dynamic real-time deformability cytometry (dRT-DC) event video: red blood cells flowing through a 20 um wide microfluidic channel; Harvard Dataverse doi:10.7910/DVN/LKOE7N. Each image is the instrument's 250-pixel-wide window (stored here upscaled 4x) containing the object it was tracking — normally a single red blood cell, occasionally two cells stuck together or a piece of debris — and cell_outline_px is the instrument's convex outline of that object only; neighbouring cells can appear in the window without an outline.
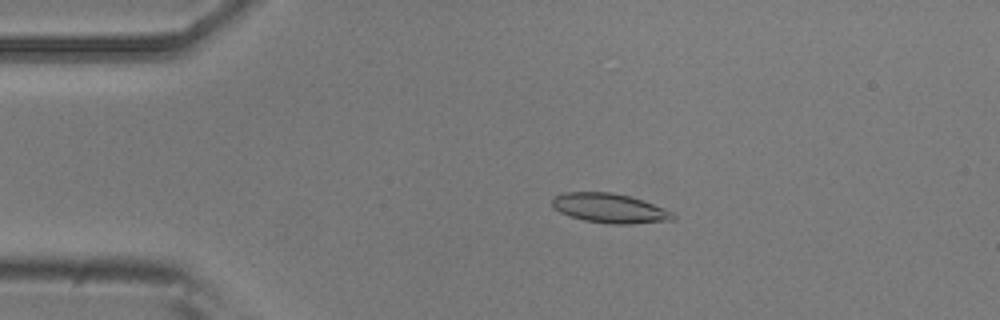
{"species": "common noctule bat (a hibernating species)", "species_latin": "Nyctalus noctula", "temperature_condition": "room temperature", "stored_images_in_passage": 48, "camera_frame_rate_fps": 3000, "um_per_image_px": 0.085, "animal": {"sex": "male", "body_mass_g": 20.5, "forearm_length_mm": 52.5}, "frame": {"image": 1, "passage_image": 7, "time_ms": 2.0, "image_size_px": [1000, 320], "cell_outline_px": [[676, 216], [672, 220], [632, 224], [608, 224], [584, 220], [560, 212], [552, 208], [552, 196], [564, 192], [612, 192], [628, 196], [664, 208], [672, 212]], "centroid_in_image_um": [51.78, 17.7], "position_along_channel_um": 33.2, "area_um2": 20.69}}
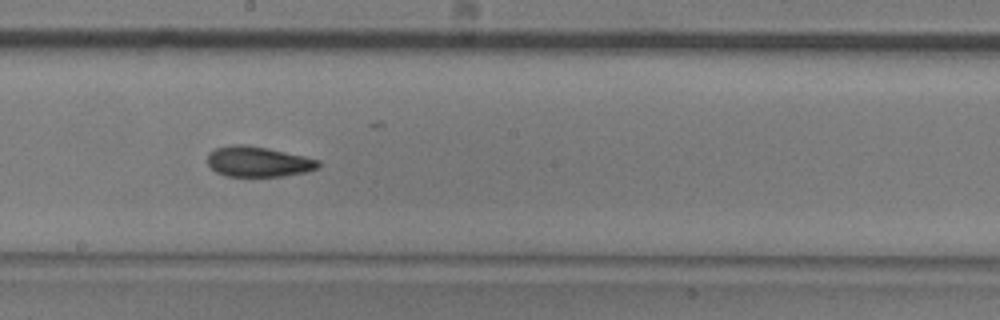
{"frame": {"image": 2, "passage_image": 25, "time_ms": 8.0, "image_size_px": [1000, 320], "cell_outline_px": [[320, 168], [304, 172], [284, 176], [224, 176], [216, 172], [208, 164], [208, 152], [216, 148], [232, 144], [244, 144], [268, 148], [304, 156], [320, 160]], "centroid_in_image_um": [21.94, 13.74], "position_along_channel_um": 226.3, "area_um2": 19.71}}
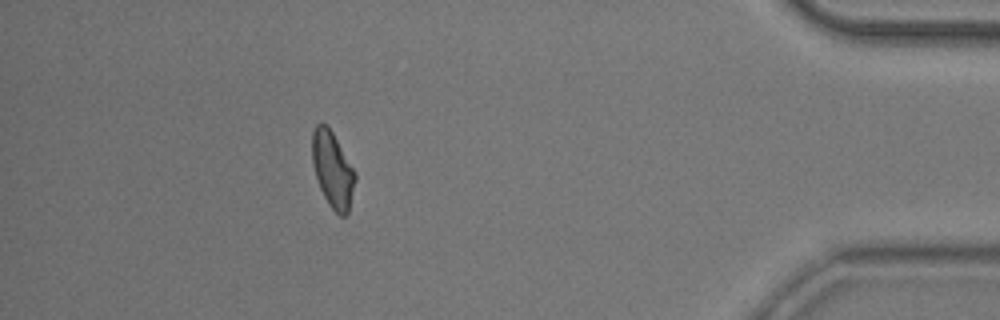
{"frame": {"image": 3, "passage_image": 43, "time_ms": 14.0, "image_size_px": [1000, 320], "cell_outline_px": [[356, 180], [348, 212], [344, 216], [340, 216], [328, 204], [320, 188], [312, 164], [312, 132], [316, 124], [328, 124], [356, 172]], "centroid_in_image_um": [28.27, 14.39], "position_along_channel_um": 406.9, "area_um2": 19.07}, "authors_computed_cell_mechanics": {"area_um2": 19.7098, "velocity_mm_per_s": 3.8832, "shape_relaxation_time_tau1_ms": 6.6132, "shape_relaxation_time_tau2_ms": 2.6197, "deformation_change_tau1": 0.145, "deformation_change_tau2": 0.0821}}